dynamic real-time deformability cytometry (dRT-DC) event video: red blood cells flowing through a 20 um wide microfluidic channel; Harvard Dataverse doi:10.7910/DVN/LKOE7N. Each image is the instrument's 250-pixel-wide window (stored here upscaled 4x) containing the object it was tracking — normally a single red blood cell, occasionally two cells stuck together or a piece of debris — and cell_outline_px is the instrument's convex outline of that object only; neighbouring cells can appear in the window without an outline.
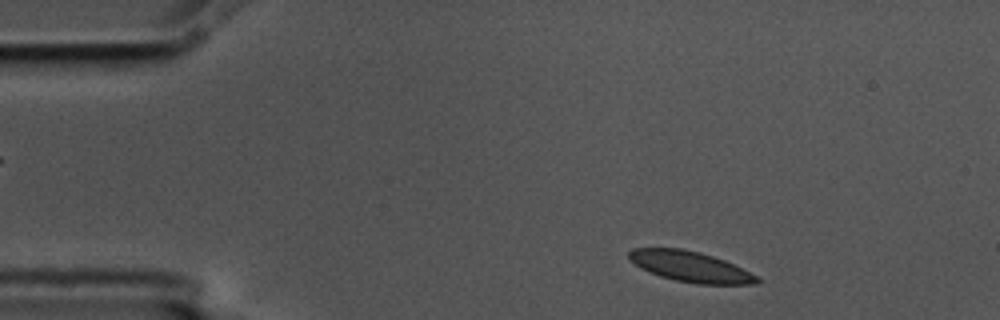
{"species": "common noctule bat (a hibernating species)", "species_latin": "Nyctalus noctula", "temperature_condition": "cold", "stored_images_in_passage": 51, "camera_frame_rate_fps": 3000, "um_per_image_px": 0.085, "animal": {"sex": "male", "body_mass_g": 17.5, "forearm_length_mm": 52.3}, "frame": {"image": 1, "passage_image": 3, "time_ms": 0.667, "image_size_px": [1000, 320], "cell_outline_px": [[764, 280], [760, 284], [696, 284], [676, 280], [660, 276], [648, 272], [640, 268], [628, 256], [628, 252], [632, 248], [680, 248], [700, 252], [724, 260]], "centroid_in_image_um": [58.69, 22.67], "position_along_channel_um": 26.3, "area_um2": 22.66}}
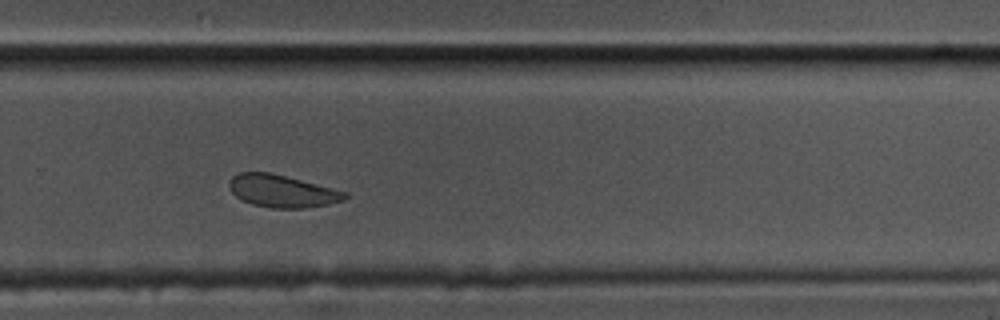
{"frame": {"image": 2, "passage_image": 32, "time_ms": 10.333, "image_size_px": [1000, 320], "cell_outline_px": [[348, 196], [344, 200], [328, 204], [304, 208], [272, 208], [252, 204], [236, 196], [228, 188], [228, 180], [232, 176], [240, 172], [268, 172], [348, 192]], "centroid_in_image_um": [23.95, 16.24], "position_along_channel_um": 305.9, "area_um2": 21.68}}
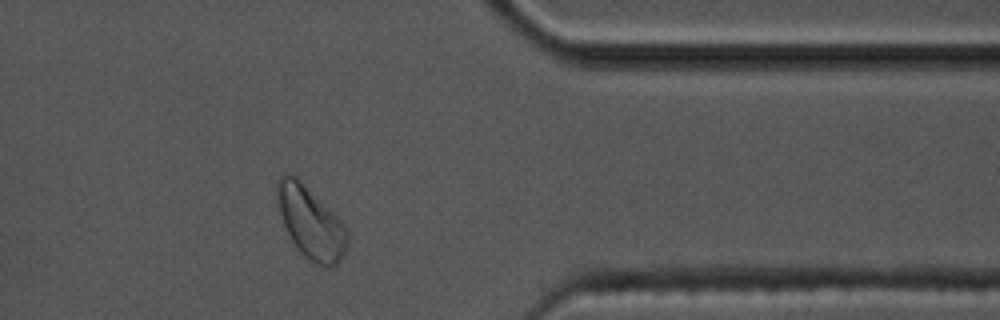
{"frame": {"image": 3, "passage_image": 40, "time_ms": 13.0, "image_size_px": [1000, 320], "cell_outline_px": [[348, 244], [344, 256], [332, 268], [328, 268], [316, 264], [300, 252], [292, 240], [284, 224], [280, 212], [276, 192], [276, 184], [280, 176], [284, 172], [288, 172], [296, 176], [344, 224], [348, 232]], "centroid_in_image_um": [26.42, 18.93], "position_along_channel_um": 385.0, "area_um2": 29.13}, "authors_computed_cell_mechanics": {"area_um2": 22.8888, "velocity_mm_per_s": 3.5384, "shape_relaxation_time_tau1_ms": 3.6066, "shape_relaxation_time_tau2_ms": 1.6903, "deformation_change_tau1": 0.068, "deformation_change_tau2": 0.0487}}